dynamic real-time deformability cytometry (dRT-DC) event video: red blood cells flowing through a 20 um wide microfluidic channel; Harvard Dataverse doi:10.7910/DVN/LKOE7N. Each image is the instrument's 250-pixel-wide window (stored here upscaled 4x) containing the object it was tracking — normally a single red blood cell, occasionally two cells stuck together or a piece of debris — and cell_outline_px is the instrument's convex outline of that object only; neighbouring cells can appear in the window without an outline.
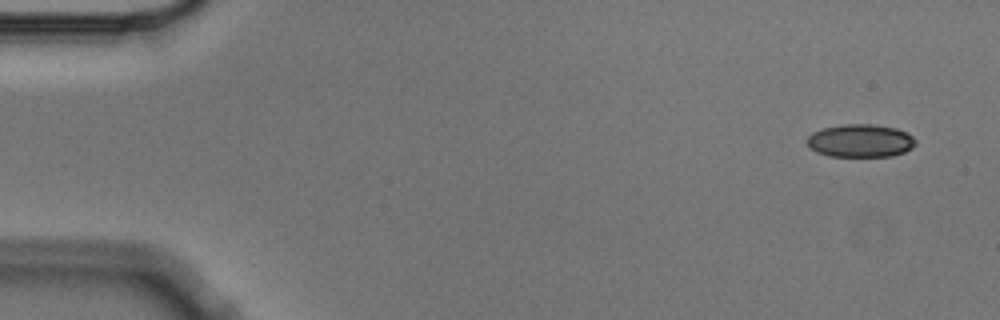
{"species": "Egyptian fruit bat (a non-hibernating species)", "species_latin": "Rousettus aegyptiacus", "temperature_condition": "cold", "stored_images_in_passage": 8, "camera_frame_rate_fps": 3000, "um_per_image_px": 0.085, "animal": {"sex": "male"}, "frame": {"image": 1, "passage_image": 1, "time_ms": 0.0, "image_size_px": [1000, 320], "cell_outline_px": [[916, 144], [912, 148], [904, 152], [892, 156], [828, 156], [816, 152], [804, 140], [812, 132], [824, 128], [844, 124], [872, 124], [896, 128], [908, 132], [916, 140]], "centroid_in_image_um": [73.14, 11.96], "position_along_channel_um": 11.9, "area_um2": 20.98}}
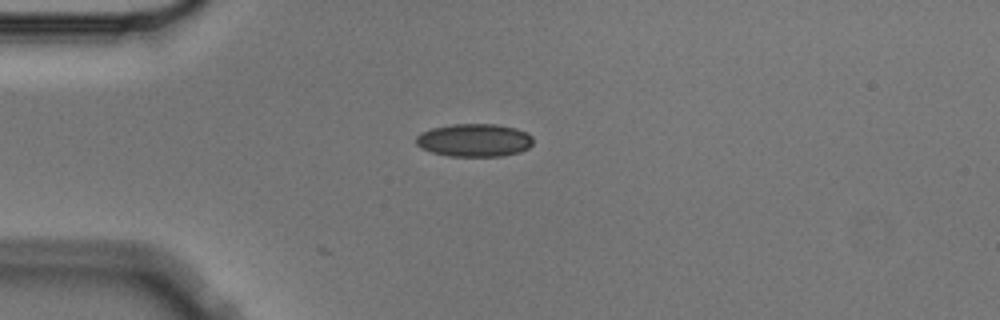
{"frame": {"image": 2, "passage_image": 4, "time_ms": 1.0, "image_size_px": [1000, 320], "cell_outline_px": [[532, 144], [528, 148], [520, 152], [504, 156], [448, 156], [432, 152], [420, 148], [416, 144], [416, 136], [420, 132], [432, 128], [452, 124], [496, 124], [516, 128], [528, 132], [532, 136]], "centroid_in_image_um": [40.32, 11.91], "position_along_channel_um": 44.7, "area_um2": 22.72}}
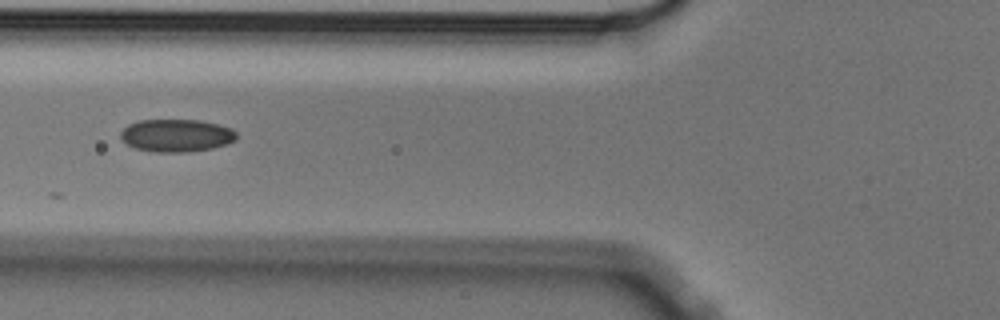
{"frame": {"image": 3, "passage_image": 6, "time_ms": 1.667, "image_size_px": [1000, 320], "cell_outline_px": [[236, 140], [228, 144], [212, 148], [188, 152], [152, 152], [136, 148], [128, 144], [120, 136], [120, 132], [128, 124], [136, 120], [200, 120], [232, 128], [236, 132]], "centroid_in_image_um": [15.0, 11.51], "position_along_channel_um": 110.8, "area_um2": 22.14}}